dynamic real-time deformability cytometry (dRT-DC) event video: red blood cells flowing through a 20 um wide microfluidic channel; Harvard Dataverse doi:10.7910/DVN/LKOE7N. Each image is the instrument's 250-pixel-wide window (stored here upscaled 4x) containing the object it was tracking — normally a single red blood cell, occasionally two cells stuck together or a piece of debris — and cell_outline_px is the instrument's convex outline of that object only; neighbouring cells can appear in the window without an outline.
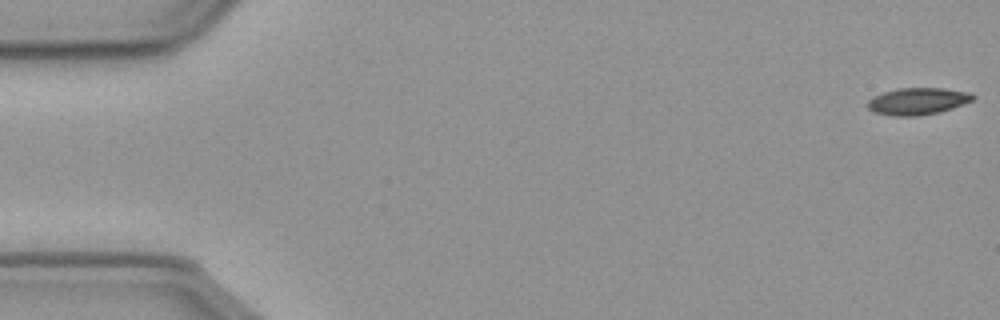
{"species": "common noctule bat (a hibernating species)", "species_latin": "Nyctalus noctula", "temperature_condition": "cold", "stored_images_in_passage": 53, "camera_frame_rate_fps": 3000, "um_per_image_px": 0.085, "animal": {"sex": "male", "body_mass_g": 23.1, "forearm_length_mm": 52.7}, "frame": {"image": 1, "passage_image": 1, "time_ms": 0.0, "image_size_px": [1000, 320], "cell_outline_px": [[976, 96], [972, 100], [952, 108], [940, 112], [916, 116], [892, 116], [872, 112], [868, 108], [868, 100], [872, 96], [896, 88], [944, 88], [972, 92]], "centroid_in_image_um": [77.99, 8.6], "position_along_channel_um": 7.0, "area_um2": 16.7}}
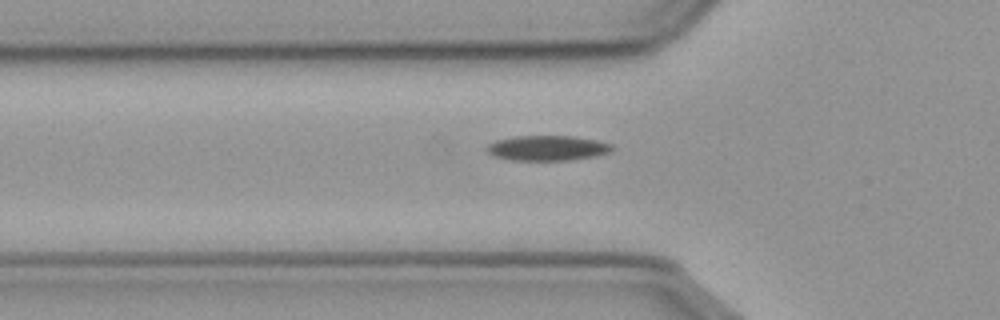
{"frame": {"image": 2, "passage_image": 19, "time_ms": 6.0, "image_size_px": [1000, 320], "cell_outline_px": [[612, 152], [596, 156], [572, 160], [512, 160], [492, 156], [488, 152], [488, 144], [496, 140], [516, 136], [572, 136], [600, 140], [612, 144]], "centroid_in_image_um": [46.58, 12.58], "position_along_channel_um": 79.2, "area_um2": 18.44}}
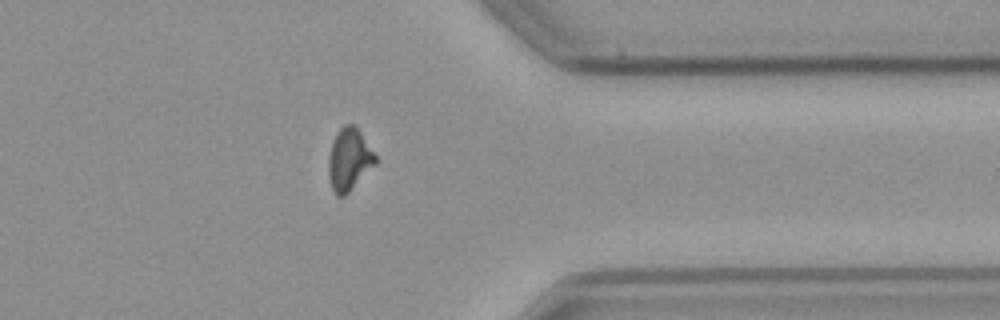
{"frame": {"image": 3, "passage_image": 45, "time_ms": 14.667, "image_size_px": [1000, 320], "cell_outline_px": [[380, 160], [344, 196], [336, 196], [332, 188], [328, 176], [328, 156], [332, 140], [336, 132], [344, 124], [352, 124], [360, 132]], "centroid_in_image_um": [29.67, 13.55], "position_along_channel_um": 381.7, "area_um2": 17.17}}